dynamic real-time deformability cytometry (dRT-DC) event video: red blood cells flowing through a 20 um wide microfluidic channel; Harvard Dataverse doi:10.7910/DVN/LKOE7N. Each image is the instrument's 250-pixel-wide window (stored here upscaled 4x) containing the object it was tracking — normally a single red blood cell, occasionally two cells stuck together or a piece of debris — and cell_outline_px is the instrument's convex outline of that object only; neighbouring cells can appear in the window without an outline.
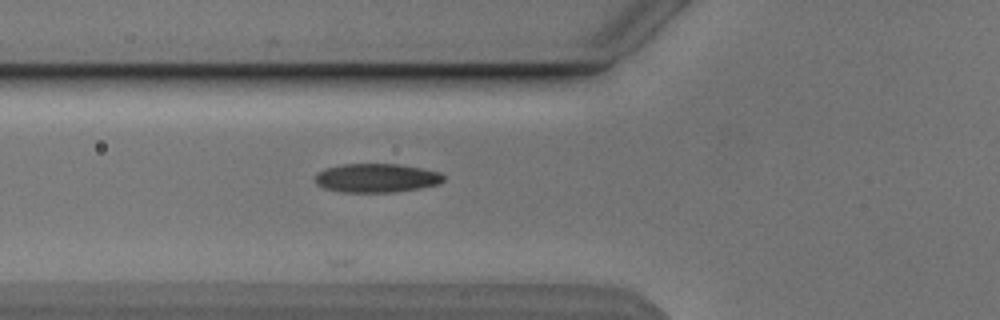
{"species": "Egyptian fruit bat (a non-hibernating species)", "species_latin": "Rousettus aegyptiacus", "temperature_condition": "cold", "stored_images_in_passage": 4, "camera_frame_rate_fps": 3000, "um_per_image_px": 0.085, "animal": {"sex": "male"}, "frame": {"image": 1, "passage_image": 4, "time_ms": 4.333, "image_size_px": [1000, 320], "cell_outline_px": [[444, 180], [440, 184], [420, 188], [392, 192], [344, 192], [324, 188], [316, 184], [316, 172], [324, 168], [344, 164], [400, 164], [440, 172], [444, 176]], "centroid_in_image_um": [32.0, 15.12], "position_along_channel_um": 93.8, "area_um2": 21.62}}